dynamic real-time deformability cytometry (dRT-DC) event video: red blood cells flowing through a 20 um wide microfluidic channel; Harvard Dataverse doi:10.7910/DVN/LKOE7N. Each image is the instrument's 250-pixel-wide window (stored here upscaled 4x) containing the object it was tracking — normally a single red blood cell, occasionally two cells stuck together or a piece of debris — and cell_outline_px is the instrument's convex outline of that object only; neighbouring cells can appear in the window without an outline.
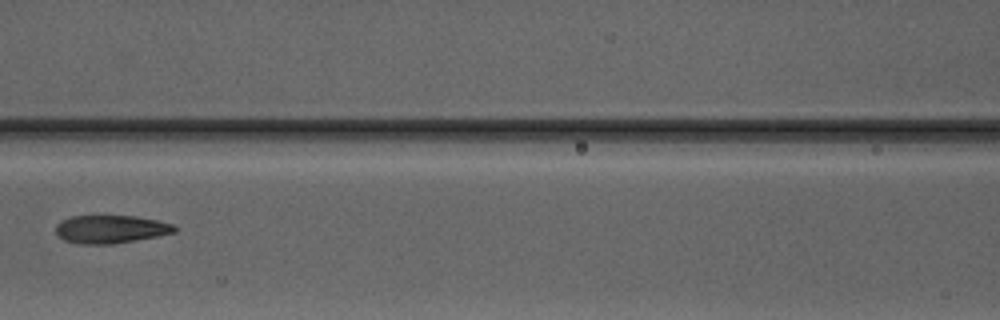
{"species": "Egyptian fruit bat (a non-hibernating species)", "species_latin": "Rousettus aegyptiacus", "temperature_condition": "warm", "stored_images_in_passage": 4, "camera_frame_rate_fps": 3000, "um_per_image_px": 0.085, "animal": {"sex": "male"}, "frame": {"image": 1, "passage_image": 4, "time_ms": 3.667, "image_size_px": [1000, 320], "cell_outline_px": [[180, 228], [176, 232], [156, 236], [112, 244], [80, 244], [64, 240], [56, 232], [56, 224], [60, 220], [72, 216], [136, 216], [156, 220], [172, 224]], "centroid_in_image_um": [9.41, 19.48], "position_along_channel_um": 157.2, "area_um2": 19.36}}